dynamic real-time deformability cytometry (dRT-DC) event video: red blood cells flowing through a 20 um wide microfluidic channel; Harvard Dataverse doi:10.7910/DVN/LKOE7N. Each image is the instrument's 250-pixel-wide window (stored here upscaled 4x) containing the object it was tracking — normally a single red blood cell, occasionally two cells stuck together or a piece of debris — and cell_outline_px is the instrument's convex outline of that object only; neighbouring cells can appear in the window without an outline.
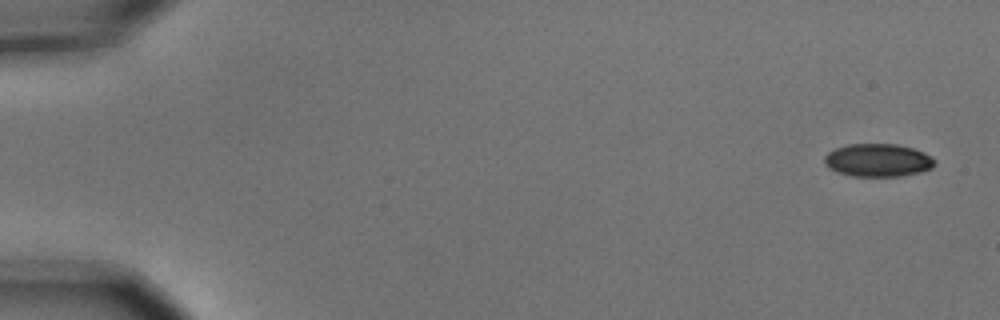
{"species": "common noctule bat (a hibernating species)", "species_latin": "Nyctalus noctula", "temperature_condition": "cold", "stored_images_in_passage": 14, "camera_frame_rate_fps": 3000, "um_per_image_px": 0.085, "animal": {"sex": "male", "body_mass_g": 15.6}, "frame": {"image": 1, "passage_image": 1, "time_ms": 0.0, "image_size_px": [1000, 320], "cell_outline_px": [[936, 164], [932, 168], [920, 172], [900, 176], [852, 176], [836, 172], [828, 168], [824, 164], [824, 156], [828, 152], [836, 148], [848, 144], [896, 144], [912, 148], [924, 152], [936, 160]], "centroid_in_image_um": [74.61, 13.62], "position_along_channel_um": 10.4, "area_um2": 21.33}}
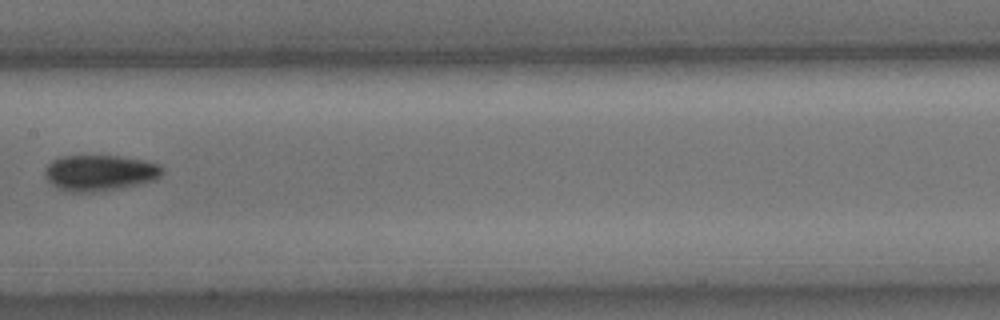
{"frame": {"image": 2, "passage_image": 8, "time_ms": 2.333, "image_size_px": [1000, 320], "cell_outline_px": [[164, 172], [156, 180], [120, 188], [88, 192], [72, 192], [60, 188], [52, 184], [48, 180], [44, 172], [44, 168], [52, 160], [60, 156], [120, 156], [144, 160], [160, 164], [164, 168]], "centroid_in_image_um": [8.51, 14.67], "position_along_channel_um": 198.9, "area_um2": 24.57}}
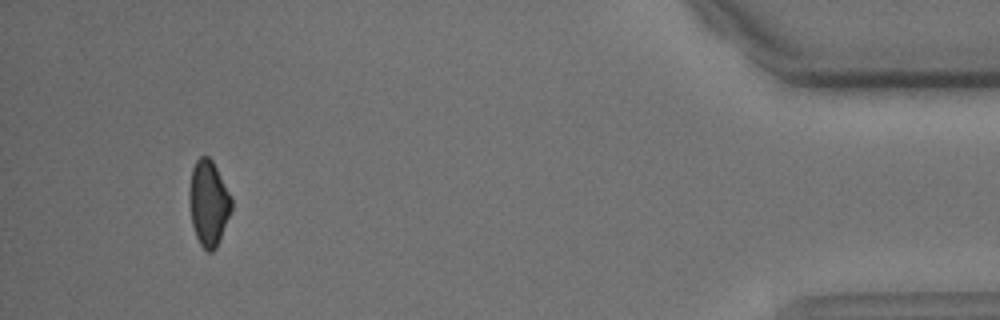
{"frame": {"image": 3, "passage_image": 14, "time_ms": 4.333, "image_size_px": [1000, 320], "cell_outline_px": [[232, 212], [220, 240], [216, 248], [212, 252], [208, 252], [200, 244], [196, 236], [192, 224], [188, 200], [188, 192], [192, 168], [196, 160], [200, 156], [208, 156], [212, 160], [232, 196]], "centroid_in_image_um": [17.73, 17.26], "position_along_channel_um": 417.5, "area_um2": 21.39}}